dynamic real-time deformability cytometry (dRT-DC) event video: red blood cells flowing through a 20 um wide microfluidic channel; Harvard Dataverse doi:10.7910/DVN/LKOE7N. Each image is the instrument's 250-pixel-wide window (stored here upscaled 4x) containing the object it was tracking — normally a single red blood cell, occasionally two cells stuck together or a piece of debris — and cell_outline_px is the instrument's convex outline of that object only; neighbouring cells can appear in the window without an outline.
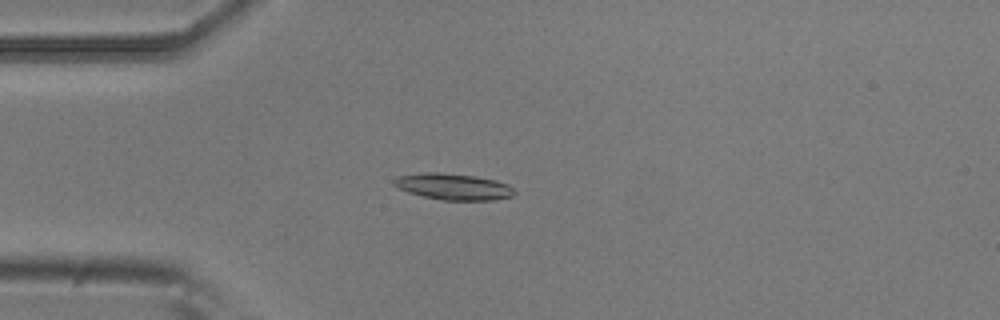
{"species": "common noctule bat (a hibernating species)", "species_latin": "Nyctalus noctula", "temperature_condition": "room temperature", "stored_images_in_passage": 4, "camera_frame_rate_fps": 3000, "um_per_image_px": 0.085, "animal": {"sex": "male", "body_mass_g": 20.5, "forearm_length_mm": 52.5}, "frame": {"image": 1, "passage_image": 4, "time_ms": 1.0, "image_size_px": [1000, 320], "cell_outline_px": [[516, 192], [512, 196], [492, 200], [444, 200], [424, 196], [408, 192], [392, 184], [392, 180], [396, 176], [424, 172], [436, 172], [476, 176], [496, 180], [508, 184]], "centroid_in_image_um": [38.52, 15.85], "position_along_channel_um": 46.5, "area_um2": 18.44}}